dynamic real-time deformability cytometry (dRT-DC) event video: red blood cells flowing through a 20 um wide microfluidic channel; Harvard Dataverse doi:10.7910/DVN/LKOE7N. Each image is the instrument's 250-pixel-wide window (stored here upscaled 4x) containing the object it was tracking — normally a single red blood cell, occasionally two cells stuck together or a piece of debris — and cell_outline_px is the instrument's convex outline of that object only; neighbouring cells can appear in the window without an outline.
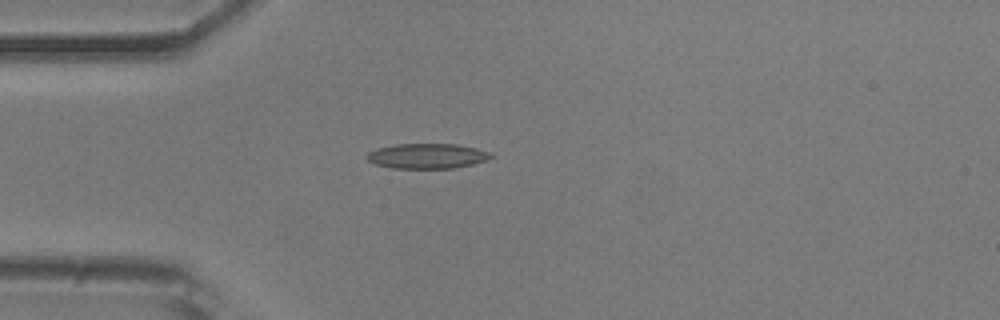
{"species": "common noctule bat (a hibernating species)", "species_latin": "Nyctalus noctula", "temperature_condition": "room temperature", "stored_images_in_passage": 3, "camera_frame_rate_fps": 3000, "um_per_image_px": 0.085, "animal": {"sex": "male", "body_mass_g": 20.5, "forearm_length_mm": 52.5}, "frame": {"image": 1, "passage_image": 3, "time_ms": 2.0, "image_size_px": [1000, 320], "cell_outline_px": [[496, 156], [488, 160], [472, 164], [452, 168], [392, 168], [376, 164], [368, 160], [368, 152], [376, 148], [396, 144], [456, 144], [476, 148], [492, 152]], "centroid_in_image_um": [36.36, 13.25], "position_along_channel_um": 48.6, "area_um2": 18.15}}